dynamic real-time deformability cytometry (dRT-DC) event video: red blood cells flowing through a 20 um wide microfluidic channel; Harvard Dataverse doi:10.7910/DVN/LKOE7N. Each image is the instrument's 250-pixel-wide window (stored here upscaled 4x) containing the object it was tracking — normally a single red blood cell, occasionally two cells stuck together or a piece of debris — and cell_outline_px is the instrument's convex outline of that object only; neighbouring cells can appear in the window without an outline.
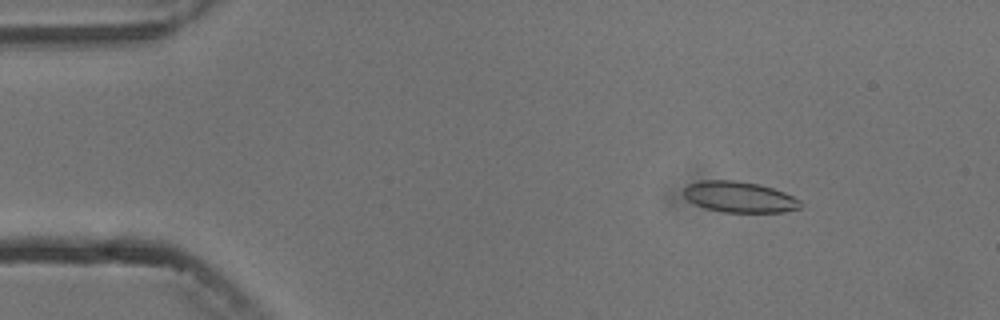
{"species": "common noctule bat (a hibernating species)", "species_latin": "Nyctalus noctula", "temperature_condition": "cold", "stored_images_in_passage": 7, "camera_frame_rate_fps": 3000, "um_per_image_px": 0.085, "animal": {"sex": "male", "body_mass_g": 13.3}, "frame": {"image": 1, "passage_image": 2, "time_ms": 1.0, "image_size_px": [1000, 320], "cell_outline_px": [[804, 204], [800, 208], [784, 212], [724, 212], [704, 208], [688, 200], [684, 196], [684, 188], [688, 184], [704, 180], [736, 180], [760, 184], [784, 192], [800, 200]], "centroid_in_image_um": [62.87, 16.74], "position_along_channel_um": 22.1, "area_um2": 21.1}}
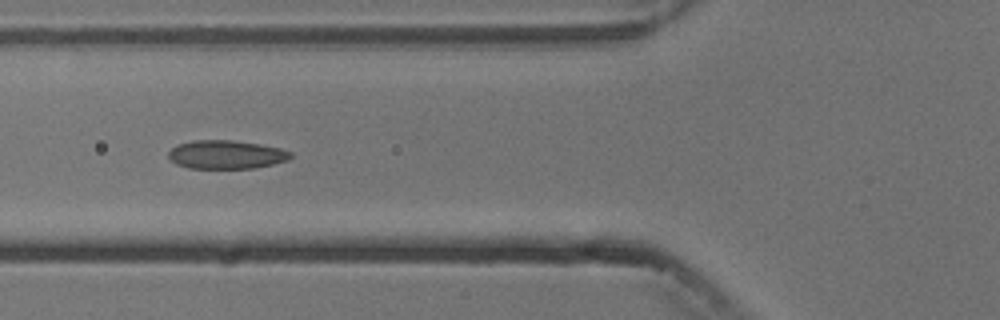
{"frame": {"image": 2, "passage_image": 5, "time_ms": 5.333, "image_size_px": [1000, 320], "cell_outline_px": [[292, 156], [288, 160], [272, 164], [252, 168], [188, 168], [176, 164], [168, 156], [168, 152], [172, 148], [180, 144], [192, 140], [232, 140], [260, 144], [280, 148], [292, 152]], "centroid_in_image_um": [19.23, 13.13], "position_along_channel_um": 106.6, "area_um2": 20.23}}
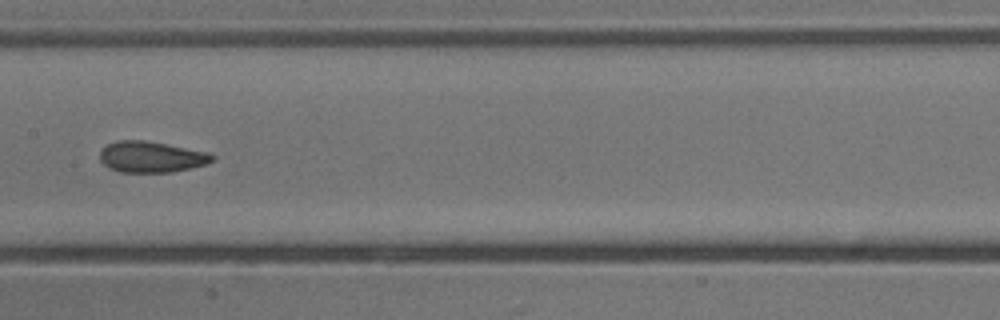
{"frame": {"image": 3, "passage_image": 7, "time_ms": 7.667, "image_size_px": [1000, 320], "cell_outline_px": [[216, 156], [208, 164], [172, 172], [120, 172], [108, 168], [100, 160], [100, 152], [108, 144], [120, 140], [144, 140], [208, 152]], "centroid_in_image_um": [12.87, 13.34], "position_along_channel_um": 194.5, "area_um2": 20.23}}